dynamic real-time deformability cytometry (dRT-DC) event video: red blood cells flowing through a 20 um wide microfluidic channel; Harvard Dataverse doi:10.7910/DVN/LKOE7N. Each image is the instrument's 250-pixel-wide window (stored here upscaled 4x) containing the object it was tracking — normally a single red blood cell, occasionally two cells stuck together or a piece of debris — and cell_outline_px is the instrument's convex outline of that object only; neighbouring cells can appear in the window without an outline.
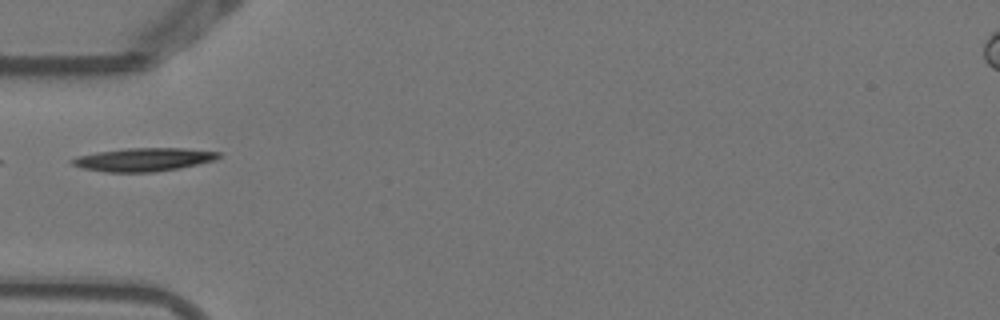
{"species": "Egyptian fruit bat (a non-hibernating species)", "species_latin": "Rousettus aegyptiacus", "temperature_condition": "warm", "stored_images_in_passage": 3, "camera_frame_rate_fps": 3000, "um_per_image_px": 0.085, "animal": {"sex": "female"}, "frame": {"image": 1, "passage_image": 2, "time_ms": 0.333, "image_size_px": [1000, 320], "cell_outline_px": [[224, 156], [216, 160], [180, 168], [156, 172], [104, 172], [80, 168], [72, 164], [68, 160], [76, 156], [96, 152], [124, 148], [184, 148], [220, 152]], "centroid_in_image_um": [12.2, 13.56], "position_along_channel_um": 72.8, "area_um2": 20.29}}
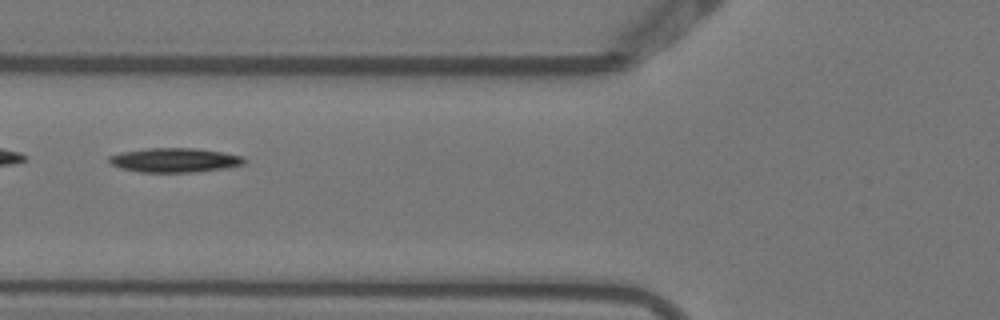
{"frame": {"image": 2, "passage_image": 3, "time_ms": 0.667, "image_size_px": [1000, 320], "cell_outline_px": [[248, 160], [244, 164], [228, 168], [196, 172], [140, 172], [120, 168], [112, 164], [108, 160], [108, 156], [120, 152], [148, 148], [196, 148], [224, 152], [244, 156]], "centroid_in_image_um": [14.9, 13.61], "position_along_channel_um": 110.9, "area_um2": 19.42}}